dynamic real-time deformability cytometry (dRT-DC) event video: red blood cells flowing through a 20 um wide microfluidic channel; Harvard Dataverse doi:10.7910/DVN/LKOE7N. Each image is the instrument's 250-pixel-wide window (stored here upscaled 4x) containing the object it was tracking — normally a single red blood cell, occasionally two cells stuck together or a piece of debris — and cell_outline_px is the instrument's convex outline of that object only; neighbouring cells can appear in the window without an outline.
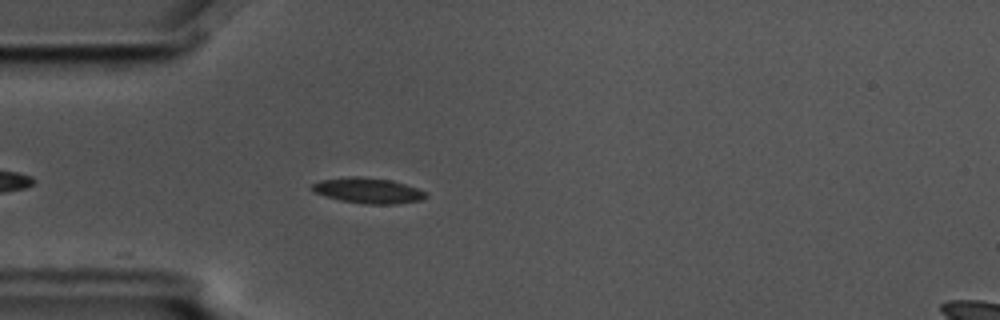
{"species": "common noctule bat (a hibernating species)", "species_latin": "Nyctalus noctula", "temperature_condition": "cold", "stored_images_in_passage": 4, "camera_frame_rate_fps": 3000, "um_per_image_px": 0.085, "animal": {"sex": "male", "body_mass_g": 17.5, "forearm_length_mm": 52.3}, "frame": {"image": 1, "passage_image": 4, "time_ms": 1.0, "image_size_px": [1000, 320], "cell_outline_px": [[428, 196], [424, 200], [396, 204], [364, 204], [340, 200], [316, 192], [312, 188], [312, 184], [320, 180], [348, 176], [356, 176], [392, 180], [416, 188], [424, 192]], "centroid_in_image_um": [31.32, 16.2], "position_along_channel_um": 53.7, "area_um2": 16.76}}